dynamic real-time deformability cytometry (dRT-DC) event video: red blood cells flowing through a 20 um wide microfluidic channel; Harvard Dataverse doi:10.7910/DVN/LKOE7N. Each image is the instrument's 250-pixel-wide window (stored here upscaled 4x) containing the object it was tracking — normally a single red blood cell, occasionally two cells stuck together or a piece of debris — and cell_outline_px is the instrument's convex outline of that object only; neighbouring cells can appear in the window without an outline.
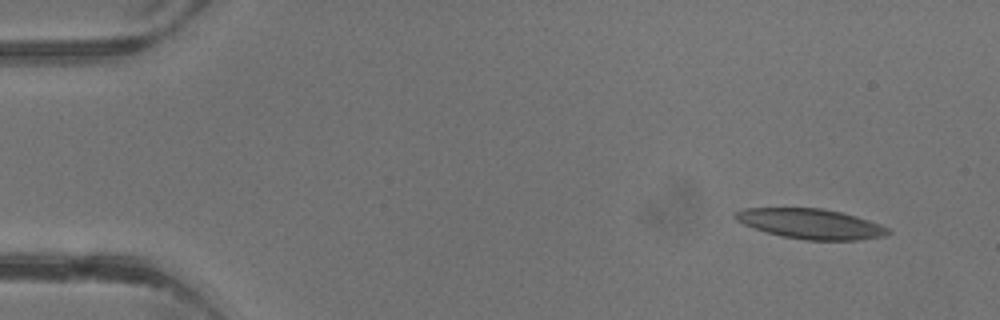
{"species": "common noctule bat (a hibernating species)", "species_latin": "Nyctalus noctula", "temperature_condition": "warm", "stored_images_in_passage": 3, "camera_frame_rate_fps": 3000, "um_per_image_px": 0.085, "animal": {"sex": "male", "body_mass_g": 13.3}, "frame": {"image": 1, "passage_image": 1, "time_ms": 0.0, "image_size_px": [1000, 320], "cell_outline_px": [[892, 232], [884, 236], [860, 240], [808, 240], [780, 236], [744, 224], [736, 220], [732, 216], [732, 212], [744, 208], [824, 208], [856, 216], [880, 224], [888, 228]], "centroid_in_image_um": [68.9, 19.02], "position_along_channel_um": 16.1, "area_um2": 26.76}}